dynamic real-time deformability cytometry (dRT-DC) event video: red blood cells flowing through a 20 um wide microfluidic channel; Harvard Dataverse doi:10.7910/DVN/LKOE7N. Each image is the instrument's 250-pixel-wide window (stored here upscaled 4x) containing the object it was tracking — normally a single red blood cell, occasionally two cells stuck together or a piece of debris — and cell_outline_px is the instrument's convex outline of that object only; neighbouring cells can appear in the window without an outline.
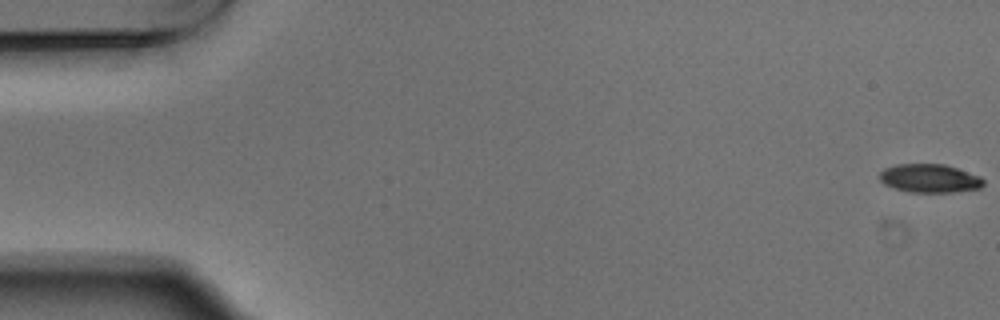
{"species": "Egyptian fruit bat (a non-hibernating species)", "species_latin": "Rousettus aegyptiacus", "temperature_condition": "warm", "stored_images_in_passage": 5, "camera_frame_rate_fps": 3000, "um_per_image_px": 0.085, "animal": {"sex": "male"}, "frame": {"image": 1, "passage_image": 1, "time_ms": 0.0, "image_size_px": [1000, 320], "cell_outline_px": [[984, 184], [980, 188], [952, 192], [908, 192], [884, 184], [880, 180], [880, 172], [884, 168], [896, 164], [944, 164], [980, 176], [984, 180]], "centroid_in_image_um": [79.01, 15.15], "position_along_channel_um": 6.0, "area_um2": 17.17}}
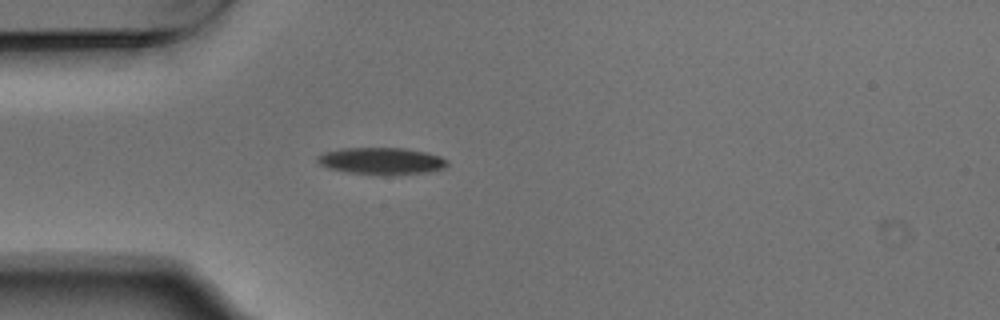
{"frame": {"image": 2, "passage_image": 5, "time_ms": 1.333, "image_size_px": [1000, 320], "cell_outline_px": [[448, 164], [444, 168], [428, 172], [392, 176], [344, 172], [328, 168], [320, 164], [316, 160], [316, 156], [324, 152], [340, 148], [404, 148], [424, 152], [440, 156], [448, 160]], "centroid_in_image_um": [32.41, 13.7], "position_along_channel_um": 52.6, "area_um2": 20.69}}